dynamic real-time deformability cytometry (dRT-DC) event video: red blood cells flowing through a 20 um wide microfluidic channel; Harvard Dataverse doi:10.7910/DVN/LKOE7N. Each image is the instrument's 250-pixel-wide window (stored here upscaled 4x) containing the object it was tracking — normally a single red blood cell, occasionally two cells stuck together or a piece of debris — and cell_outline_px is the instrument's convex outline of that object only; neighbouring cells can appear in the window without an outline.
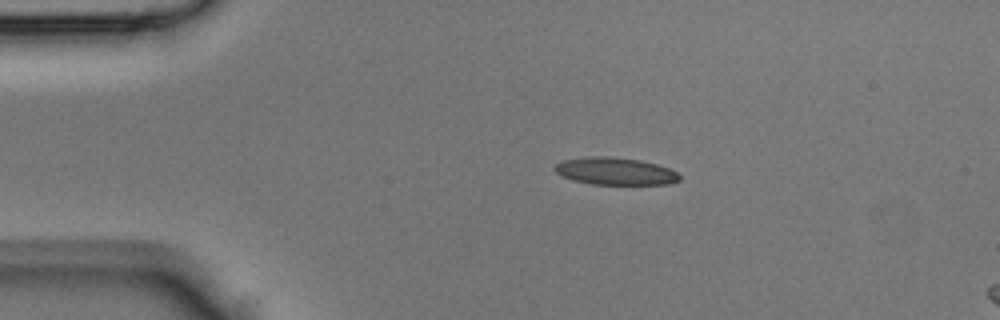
{"species": "Egyptian fruit bat (a non-hibernating species)", "species_latin": "Rousettus aegyptiacus", "temperature_condition": "room temperature", "stored_images_in_passage": 13, "camera_frame_rate_fps": 3000, "um_per_image_px": 0.085, "animal": {"sex": "male"}, "frame": {"image": 1, "passage_image": 8, "time_ms": 2.333, "image_size_px": [1000, 320], "cell_outline_px": [[680, 180], [668, 184], [592, 184], [572, 180], [556, 172], [552, 168], [556, 164], [564, 160], [588, 156], [608, 156], [640, 160], [656, 164], [668, 168], [676, 172], [680, 176]], "centroid_in_image_um": [52.28, 14.55], "position_along_channel_um": 32.7, "area_um2": 19.77}}